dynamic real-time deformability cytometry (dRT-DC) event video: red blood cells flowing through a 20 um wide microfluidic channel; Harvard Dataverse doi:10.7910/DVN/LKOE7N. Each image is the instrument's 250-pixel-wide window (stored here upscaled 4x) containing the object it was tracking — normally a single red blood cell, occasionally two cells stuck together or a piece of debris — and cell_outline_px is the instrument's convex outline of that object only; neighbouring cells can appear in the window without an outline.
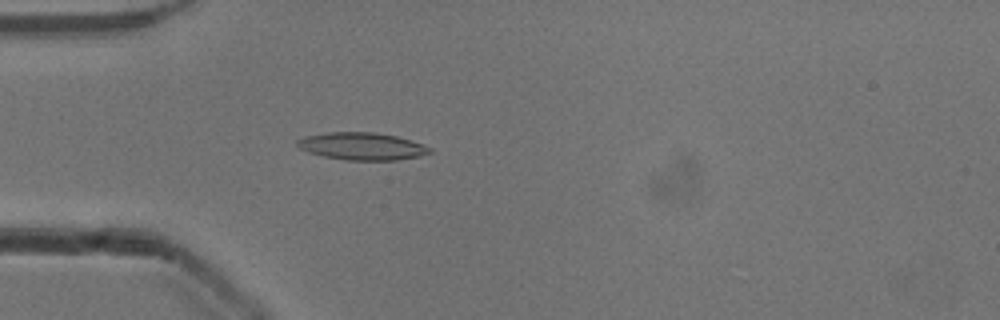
{"species": "common noctule bat (a hibernating species)", "species_latin": "Nyctalus noctula", "temperature_condition": "cold", "stored_images_in_passage": 3, "camera_frame_rate_fps": 3000, "um_per_image_px": 0.085, "animal": {"sex": "male", "body_mass_g": 13.3}, "frame": {"image": 1, "passage_image": 3, "time_ms": 0.667, "image_size_px": [1000, 320], "cell_outline_px": [[432, 152], [420, 156], [396, 160], [344, 160], [324, 156], [308, 152], [300, 148], [296, 144], [296, 140], [304, 136], [328, 132], [376, 132], [396, 136], [432, 148]], "centroid_in_image_um": [30.74, 12.43], "position_along_channel_um": 54.3, "area_um2": 21.1}}